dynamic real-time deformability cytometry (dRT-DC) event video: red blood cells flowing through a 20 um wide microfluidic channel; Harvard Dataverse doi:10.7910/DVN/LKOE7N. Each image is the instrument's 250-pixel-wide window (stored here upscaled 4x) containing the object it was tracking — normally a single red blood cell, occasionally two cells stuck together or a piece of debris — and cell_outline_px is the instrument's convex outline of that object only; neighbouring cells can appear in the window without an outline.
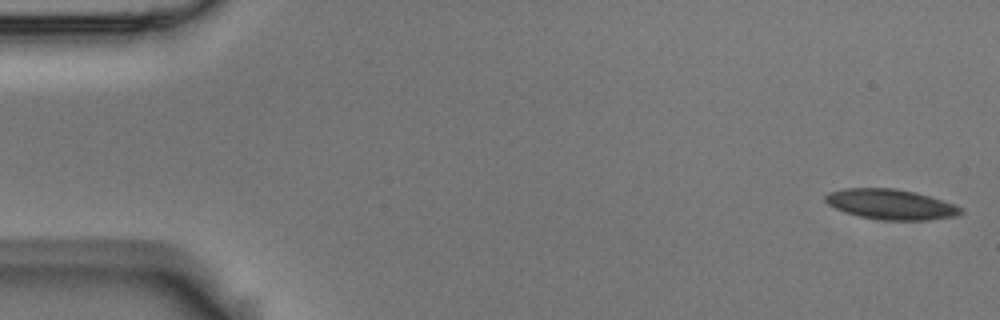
{"species": "Egyptian fruit bat (a non-hibernating species)", "species_latin": "Rousettus aegyptiacus", "temperature_condition": "room temperature", "stored_images_in_passage": 12, "camera_frame_rate_fps": 3000, "um_per_image_px": 0.085, "animal": {"sex": "male"}, "frame": {"image": 1, "passage_image": 1, "time_ms": 0.0, "image_size_px": [1000, 320], "cell_outline_px": [[964, 212], [956, 216], [928, 220], [884, 220], [860, 216], [836, 208], [828, 204], [824, 200], [824, 196], [828, 192], [844, 188], [896, 188], [916, 192], [964, 208]], "centroid_in_image_um": [75.72, 17.36], "position_along_channel_um": 9.3, "area_um2": 23.7}}